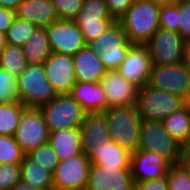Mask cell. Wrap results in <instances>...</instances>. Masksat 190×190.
Returning <instances> with one entry per match:
<instances>
[{"label": "cell", "instance_id": "obj_1", "mask_svg": "<svg viewBox=\"0 0 190 190\" xmlns=\"http://www.w3.org/2000/svg\"><path fill=\"white\" fill-rule=\"evenodd\" d=\"M160 8L151 1L135 0L117 20L131 43L145 45L151 39L160 28Z\"/></svg>", "mask_w": 190, "mask_h": 190}, {"label": "cell", "instance_id": "obj_46", "mask_svg": "<svg viewBox=\"0 0 190 190\" xmlns=\"http://www.w3.org/2000/svg\"><path fill=\"white\" fill-rule=\"evenodd\" d=\"M184 62L190 66V39L184 41Z\"/></svg>", "mask_w": 190, "mask_h": 190}, {"label": "cell", "instance_id": "obj_9", "mask_svg": "<svg viewBox=\"0 0 190 190\" xmlns=\"http://www.w3.org/2000/svg\"><path fill=\"white\" fill-rule=\"evenodd\" d=\"M74 21L80 28L87 44L98 38L116 20L109 14L105 0H83Z\"/></svg>", "mask_w": 190, "mask_h": 190}, {"label": "cell", "instance_id": "obj_3", "mask_svg": "<svg viewBox=\"0 0 190 190\" xmlns=\"http://www.w3.org/2000/svg\"><path fill=\"white\" fill-rule=\"evenodd\" d=\"M19 101L28 108H39L58 94L48 81L42 64H28L17 78Z\"/></svg>", "mask_w": 190, "mask_h": 190}, {"label": "cell", "instance_id": "obj_47", "mask_svg": "<svg viewBox=\"0 0 190 190\" xmlns=\"http://www.w3.org/2000/svg\"><path fill=\"white\" fill-rule=\"evenodd\" d=\"M151 1L158 6H166L176 4L179 0H147Z\"/></svg>", "mask_w": 190, "mask_h": 190}, {"label": "cell", "instance_id": "obj_48", "mask_svg": "<svg viewBox=\"0 0 190 190\" xmlns=\"http://www.w3.org/2000/svg\"><path fill=\"white\" fill-rule=\"evenodd\" d=\"M6 46H7L6 34L0 32V53L5 49Z\"/></svg>", "mask_w": 190, "mask_h": 190}, {"label": "cell", "instance_id": "obj_41", "mask_svg": "<svg viewBox=\"0 0 190 190\" xmlns=\"http://www.w3.org/2000/svg\"><path fill=\"white\" fill-rule=\"evenodd\" d=\"M133 190H168L166 175L150 181L134 182Z\"/></svg>", "mask_w": 190, "mask_h": 190}, {"label": "cell", "instance_id": "obj_29", "mask_svg": "<svg viewBox=\"0 0 190 190\" xmlns=\"http://www.w3.org/2000/svg\"><path fill=\"white\" fill-rule=\"evenodd\" d=\"M28 63L22 46L7 44L0 53V68L9 71L16 79L25 71Z\"/></svg>", "mask_w": 190, "mask_h": 190}, {"label": "cell", "instance_id": "obj_44", "mask_svg": "<svg viewBox=\"0 0 190 190\" xmlns=\"http://www.w3.org/2000/svg\"><path fill=\"white\" fill-rule=\"evenodd\" d=\"M182 159H190V131L186 141L182 145Z\"/></svg>", "mask_w": 190, "mask_h": 190}, {"label": "cell", "instance_id": "obj_25", "mask_svg": "<svg viewBox=\"0 0 190 190\" xmlns=\"http://www.w3.org/2000/svg\"><path fill=\"white\" fill-rule=\"evenodd\" d=\"M86 45L99 54L105 48L133 46L134 44L128 40L122 25L118 21H115L98 38L90 41Z\"/></svg>", "mask_w": 190, "mask_h": 190}, {"label": "cell", "instance_id": "obj_11", "mask_svg": "<svg viewBox=\"0 0 190 190\" xmlns=\"http://www.w3.org/2000/svg\"><path fill=\"white\" fill-rule=\"evenodd\" d=\"M49 130L39 108H26L15 132L14 139L27 154L40 145L49 142Z\"/></svg>", "mask_w": 190, "mask_h": 190}, {"label": "cell", "instance_id": "obj_18", "mask_svg": "<svg viewBox=\"0 0 190 190\" xmlns=\"http://www.w3.org/2000/svg\"><path fill=\"white\" fill-rule=\"evenodd\" d=\"M80 128L82 152L88 157L104 140H111L107 119L103 113H88Z\"/></svg>", "mask_w": 190, "mask_h": 190}, {"label": "cell", "instance_id": "obj_49", "mask_svg": "<svg viewBox=\"0 0 190 190\" xmlns=\"http://www.w3.org/2000/svg\"><path fill=\"white\" fill-rule=\"evenodd\" d=\"M181 162L187 167V169L190 173V159H182Z\"/></svg>", "mask_w": 190, "mask_h": 190}, {"label": "cell", "instance_id": "obj_16", "mask_svg": "<svg viewBox=\"0 0 190 190\" xmlns=\"http://www.w3.org/2000/svg\"><path fill=\"white\" fill-rule=\"evenodd\" d=\"M100 82L107 98V108L136 104L139 88L117 70H108Z\"/></svg>", "mask_w": 190, "mask_h": 190}, {"label": "cell", "instance_id": "obj_14", "mask_svg": "<svg viewBox=\"0 0 190 190\" xmlns=\"http://www.w3.org/2000/svg\"><path fill=\"white\" fill-rule=\"evenodd\" d=\"M131 168L91 164L86 190H133Z\"/></svg>", "mask_w": 190, "mask_h": 190}, {"label": "cell", "instance_id": "obj_32", "mask_svg": "<svg viewBox=\"0 0 190 190\" xmlns=\"http://www.w3.org/2000/svg\"><path fill=\"white\" fill-rule=\"evenodd\" d=\"M36 29L33 23L16 17L6 32L7 44L22 46Z\"/></svg>", "mask_w": 190, "mask_h": 190}, {"label": "cell", "instance_id": "obj_33", "mask_svg": "<svg viewBox=\"0 0 190 190\" xmlns=\"http://www.w3.org/2000/svg\"><path fill=\"white\" fill-rule=\"evenodd\" d=\"M166 179L168 190H190V173L182 162L170 164Z\"/></svg>", "mask_w": 190, "mask_h": 190}, {"label": "cell", "instance_id": "obj_38", "mask_svg": "<svg viewBox=\"0 0 190 190\" xmlns=\"http://www.w3.org/2000/svg\"><path fill=\"white\" fill-rule=\"evenodd\" d=\"M159 20L160 28L178 32V2L173 5L161 6Z\"/></svg>", "mask_w": 190, "mask_h": 190}, {"label": "cell", "instance_id": "obj_28", "mask_svg": "<svg viewBox=\"0 0 190 190\" xmlns=\"http://www.w3.org/2000/svg\"><path fill=\"white\" fill-rule=\"evenodd\" d=\"M27 107L20 101L0 103V135L13 136Z\"/></svg>", "mask_w": 190, "mask_h": 190}, {"label": "cell", "instance_id": "obj_39", "mask_svg": "<svg viewBox=\"0 0 190 190\" xmlns=\"http://www.w3.org/2000/svg\"><path fill=\"white\" fill-rule=\"evenodd\" d=\"M178 23L183 40L190 39V1H178Z\"/></svg>", "mask_w": 190, "mask_h": 190}, {"label": "cell", "instance_id": "obj_40", "mask_svg": "<svg viewBox=\"0 0 190 190\" xmlns=\"http://www.w3.org/2000/svg\"><path fill=\"white\" fill-rule=\"evenodd\" d=\"M109 14L116 21L130 8L135 0H105Z\"/></svg>", "mask_w": 190, "mask_h": 190}, {"label": "cell", "instance_id": "obj_21", "mask_svg": "<svg viewBox=\"0 0 190 190\" xmlns=\"http://www.w3.org/2000/svg\"><path fill=\"white\" fill-rule=\"evenodd\" d=\"M69 94L87 113H103L107 109V98L100 81H77Z\"/></svg>", "mask_w": 190, "mask_h": 190}, {"label": "cell", "instance_id": "obj_10", "mask_svg": "<svg viewBox=\"0 0 190 190\" xmlns=\"http://www.w3.org/2000/svg\"><path fill=\"white\" fill-rule=\"evenodd\" d=\"M90 165L83 152L60 161L52 175L54 190H86Z\"/></svg>", "mask_w": 190, "mask_h": 190}, {"label": "cell", "instance_id": "obj_12", "mask_svg": "<svg viewBox=\"0 0 190 190\" xmlns=\"http://www.w3.org/2000/svg\"><path fill=\"white\" fill-rule=\"evenodd\" d=\"M51 52L74 56L86 46L83 34L74 20L58 19L46 27Z\"/></svg>", "mask_w": 190, "mask_h": 190}, {"label": "cell", "instance_id": "obj_42", "mask_svg": "<svg viewBox=\"0 0 190 190\" xmlns=\"http://www.w3.org/2000/svg\"><path fill=\"white\" fill-rule=\"evenodd\" d=\"M16 18L14 11L0 6V32L6 34Z\"/></svg>", "mask_w": 190, "mask_h": 190}, {"label": "cell", "instance_id": "obj_4", "mask_svg": "<svg viewBox=\"0 0 190 190\" xmlns=\"http://www.w3.org/2000/svg\"><path fill=\"white\" fill-rule=\"evenodd\" d=\"M138 150L152 151L170 164L182 161V145L168 133L162 121L142 120Z\"/></svg>", "mask_w": 190, "mask_h": 190}, {"label": "cell", "instance_id": "obj_26", "mask_svg": "<svg viewBox=\"0 0 190 190\" xmlns=\"http://www.w3.org/2000/svg\"><path fill=\"white\" fill-rule=\"evenodd\" d=\"M21 165V180L34 188L41 190H54L52 174L38 164L30 161L26 156Z\"/></svg>", "mask_w": 190, "mask_h": 190}, {"label": "cell", "instance_id": "obj_6", "mask_svg": "<svg viewBox=\"0 0 190 190\" xmlns=\"http://www.w3.org/2000/svg\"><path fill=\"white\" fill-rule=\"evenodd\" d=\"M187 101L174 93L156 90L148 85L138 90L137 109L142 120L162 121L181 109Z\"/></svg>", "mask_w": 190, "mask_h": 190}, {"label": "cell", "instance_id": "obj_8", "mask_svg": "<svg viewBox=\"0 0 190 190\" xmlns=\"http://www.w3.org/2000/svg\"><path fill=\"white\" fill-rule=\"evenodd\" d=\"M145 45L154 65H178L184 62V40L179 32L159 28Z\"/></svg>", "mask_w": 190, "mask_h": 190}, {"label": "cell", "instance_id": "obj_23", "mask_svg": "<svg viewBox=\"0 0 190 190\" xmlns=\"http://www.w3.org/2000/svg\"><path fill=\"white\" fill-rule=\"evenodd\" d=\"M89 159L91 164L116 168H130L131 153L121 148L112 140H104L101 146L95 147Z\"/></svg>", "mask_w": 190, "mask_h": 190}, {"label": "cell", "instance_id": "obj_5", "mask_svg": "<svg viewBox=\"0 0 190 190\" xmlns=\"http://www.w3.org/2000/svg\"><path fill=\"white\" fill-rule=\"evenodd\" d=\"M49 132L81 127L87 112L70 94H58L49 103L41 105Z\"/></svg>", "mask_w": 190, "mask_h": 190}, {"label": "cell", "instance_id": "obj_45", "mask_svg": "<svg viewBox=\"0 0 190 190\" xmlns=\"http://www.w3.org/2000/svg\"><path fill=\"white\" fill-rule=\"evenodd\" d=\"M11 190H41V189L34 188L33 186L24 183L22 180H20L12 187Z\"/></svg>", "mask_w": 190, "mask_h": 190}, {"label": "cell", "instance_id": "obj_17", "mask_svg": "<svg viewBox=\"0 0 190 190\" xmlns=\"http://www.w3.org/2000/svg\"><path fill=\"white\" fill-rule=\"evenodd\" d=\"M170 163L152 151L131 153V173L134 182L150 181L166 175Z\"/></svg>", "mask_w": 190, "mask_h": 190}, {"label": "cell", "instance_id": "obj_7", "mask_svg": "<svg viewBox=\"0 0 190 190\" xmlns=\"http://www.w3.org/2000/svg\"><path fill=\"white\" fill-rule=\"evenodd\" d=\"M148 86L174 93L188 101L190 98V66L186 62L178 65L153 64Z\"/></svg>", "mask_w": 190, "mask_h": 190}, {"label": "cell", "instance_id": "obj_13", "mask_svg": "<svg viewBox=\"0 0 190 190\" xmlns=\"http://www.w3.org/2000/svg\"><path fill=\"white\" fill-rule=\"evenodd\" d=\"M152 66L153 63L148 47L146 45L134 44L129 49L117 71L128 82L140 89L148 85Z\"/></svg>", "mask_w": 190, "mask_h": 190}, {"label": "cell", "instance_id": "obj_24", "mask_svg": "<svg viewBox=\"0 0 190 190\" xmlns=\"http://www.w3.org/2000/svg\"><path fill=\"white\" fill-rule=\"evenodd\" d=\"M22 50L28 64H43L51 54L46 28L37 27L22 45Z\"/></svg>", "mask_w": 190, "mask_h": 190}, {"label": "cell", "instance_id": "obj_35", "mask_svg": "<svg viewBox=\"0 0 190 190\" xmlns=\"http://www.w3.org/2000/svg\"><path fill=\"white\" fill-rule=\"evenodd\" d=\"M132 46H120L105 48L100 51L99 57L108 70H117Z\"/></svg>", "mask_w": 190, "mask_h": 190}, {"label": "cell", "instance_id": "obj_22", "mask_svg": "<svg viewBox=\"0 0 190 190\" xmlns=\"http://www.w3.org/2000/svg\"><path fill=\"white\" fill-rule=\"evenodd\" d=\"M49 143L59 161L82 153L81 128L61 129L50 132Z\"/></svg>", "mask_w": 190, "mask_h": 190}, {"label": "cell", "instance_id": "obj_37", "mask_svg": "<svg viewBox=\"0 0 190 190\" xmlns=\"http://www.w3.org/2000/svg\"><path fill=\"white\" fill-rule=\"evenodd\" d=\"M59 19L74 20L81 9L83 0H51Z\"/></svg>", "mask_w": 190, "mask_h": 190}, {"label": "cell", "instance_id": "obj_31", "mask_svg": "<svg viewBox=\"0 0 190 190\" xmlns=\"http://www.w3.org/2000/svg\"><path fill=\"white\" fill-rule=\"evenodd\" d=\"M25 156L14 136L0 135V164H21Z\"/></svg>", "mask_w": 190, "mask_h": 190}, {"label": "cell", "instance_id": "obj_36", "mask_svg": "<svg viewBox=\"0 0 190 190\" xmlns=\"http://www.w3.org/2000/svg\"><path fill=\"white\" fill-rule=\"evenodd\" d=\"M20 164H0V190H11L21 180Z\"/></svg>", "mask_w": 190, "mask_h": 190}, {"label": "cell", "instance_id": "obj_27", "mask_svg": "<svg viewBox=\"0 0 190 190\" xmlns=\"http://www.w3.org/2000/svg\"><path fill=\"white\" fill-rule=\"evenodd\" d=\"M165 129L181 145L186 141L190 131V106L187 103L162 120Z\"/></svg>", "mask_w": 190, "mask_h": 190}, {"label": "cell", "instance_id": "obj_20", "mask_svg": "<svg viewBox=\"0 0 190 190\" xmlns=\"http://www.w3.org/2000/svg\"><path fill=\"white\" fill-rule=\"evenodd\" d=\"M72 57L76 79L79 82H99L107 72L99 54L87 45Z\"/></svg>", "mask_w": 190, "mask_h": 190}, {"label": "cell", "instance_id": "obj_15", "mask_svg": "<svg viewBox=\"0 0 190 190\" xmlns=\"http://www.w3.org/2000/svg\"><path fill=\"white\" fill-rule=\"evenodd\" d=\"M48 81L57 94H69L77 82L71 55L51 52L42 64Z\"/></svg>", "mask_w": 190, "mask_h": 190}, {"label": "cell", "instance_id": "obj_2", "mask_svg": "<svg viewBox=\"0 0 190 190\" xmlns=\"http://www.w3.org/2000/svg\"><path fill=\"white\" fill-rule=\"evenodd\" d=\"M103 114L107 119L111 140L130 153L138 150L142 119L137 105L110 107Z\"/></svg>", "mask_w": 190, "mask_h": 190}, {"label": "cell", "instance_id": "obj_43", "mask_svg": "<svg viewBox=\"0 0 190 190\" xmlns=\"http://www.w3.org/2000/svg\"><path fill=\"white\" fill-rule=\"evenodd\" d=\"M22 1L23 0H0V6L15 12Z\"/></svg>", "mask_w": 190, "mask_h": 190}, {"label": "cell", "instance_id": "obj_30", "mask_svg": "<svg viewBox=\"0 0 190 190\" xmlns=\"http://www.w3.org/2000/svg\"><path fill=\"white\" fill-rule=\"evenodd\" d=\"M26 157L30 161L38 164V166L44 168V170L50 172L52 175L60 162L49 142L31 150L26 154Z\"/></svg>", "mask_w": 190, "mask_h": 190}, {"label": "cell", "instance_id": "obj_19", "mask_svg": "<svg viewBox=\"0 0 190 190\" xmlns=\"http://www.w3.org/2000/svg\"><path fill=\"white\" fill-rule=\"evenodd\" d=\"M16 17L37 27H48L59 19L51 0H23L15 11Z\"/></svg>", "mask_w": 190, "mask_h": 190}, {"label": "cell", "instance_id": "obj_34", "mask_svg": "<svg viewBox=\"0 0 190 190\" xmlns=\"http://www.w3.org/2000/svg\"><path fill=\"white\" fill-rule=\"evenodd\" d=\"M17 101V79L9 71L0 68V103Z\"/></svg>", "mask_w": 190, "mask_h": 190}]
</instances>
